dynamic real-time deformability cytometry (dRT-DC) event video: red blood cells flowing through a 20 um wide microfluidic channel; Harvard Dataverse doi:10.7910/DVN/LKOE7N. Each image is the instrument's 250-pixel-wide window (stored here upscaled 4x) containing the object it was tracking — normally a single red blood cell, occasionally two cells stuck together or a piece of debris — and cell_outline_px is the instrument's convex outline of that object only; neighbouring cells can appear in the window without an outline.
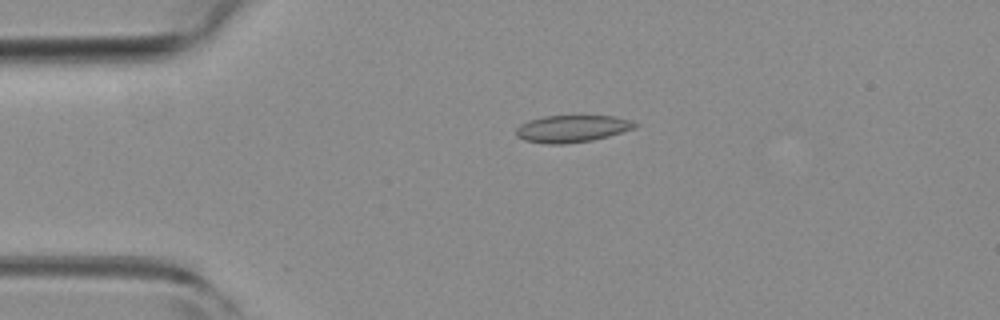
{"species": "common noctule bat (a hibernating species)", "species_latin": "Nyctalus noctula", "temperature_condition": "room temperature", "stored_images_in_passage": 5, "camera_frame_rate_fps": 3000, "um_per_image_px": 0.085, "animal": {"sex": "female", "body_mass_g": 19.3, "forearm_length_mm": 54.1}, "frame": {"image": 1, "passage_image": 4, "time_ms": 1.0, "image_size_px": [1000, 320], "cell_outline_px": [[640, 124], [636, 128], [608, 136], [592, 140], [564, 144], [548, 144], [524, 140], [516, 136], [516, 128], [520, 124], [528, 120], [544, 116], [612, 116], [632, 120]], "centroid_in_image_um": [48.63, 10.93], "position_along_channel_um": 36.4, "area_um2": 18.84}}